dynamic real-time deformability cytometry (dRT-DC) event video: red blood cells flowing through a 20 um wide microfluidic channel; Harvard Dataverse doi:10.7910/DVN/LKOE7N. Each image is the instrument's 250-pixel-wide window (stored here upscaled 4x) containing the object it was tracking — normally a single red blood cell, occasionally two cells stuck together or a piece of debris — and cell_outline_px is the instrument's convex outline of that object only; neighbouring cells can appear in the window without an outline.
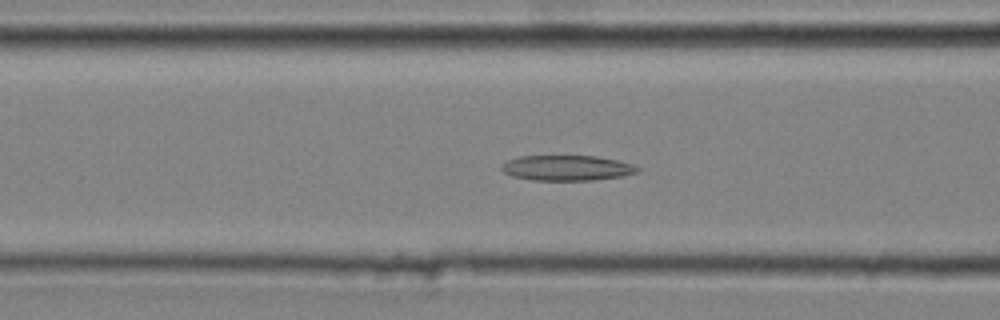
{"species": "common noctule bat (a hibernating species)", "species_latin": "Nyctalus noctula", "temperature_condition": "cold", "stored_images_in_passage": 34, "camera_frame_rate_fps": 3000, "um_per_image_px": 0.085, "animal": {"sex": "male", "body_mass_g": 20.4}, "frame": {"image": 1, "passage_image": 18, "time_ms": 5.667, "image_size_px": [1000, 320], "cell_outline_px": [[640, 168], [636, 172], [624, 176], [596, 180], [532, 180], [512, 176], [504, 172], [500, 168], [500, 164], [508, 160], [520, 156], [596, 156], [616, 160], [632, 164]], "centroid_in_image_um": [48.16, 14.28], "position_along_channel_um": 118.4, "area_um2": 20.06}}
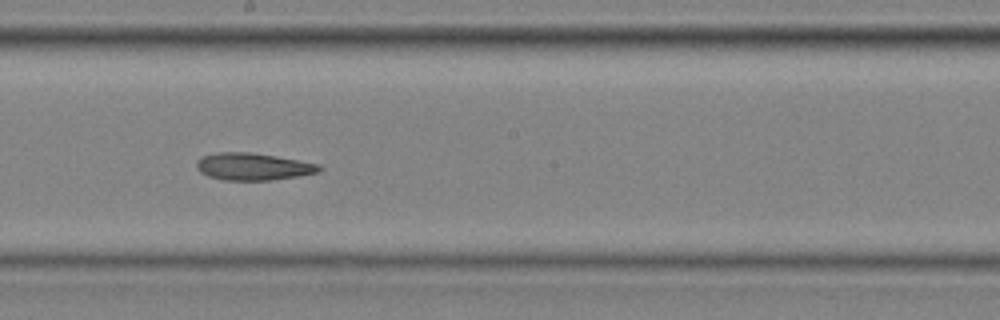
{"frame": {"image": 2, "passage_image": 26, "time_ms": 8.333, "image_size_px": [1000, 320], "cell_outline_px": [[324, 168], [320, 172], [272, 180], [224, 180], [208, 176], [200, 172], [196, 168], [196, 160], [200, 156], [216, 152], [252, 152], [276, 156], [320, 164]], "centroid_in_image_um": [21.49, 14.15], "position_along_channel_um": 226.7, "area_um2": 19.65}}
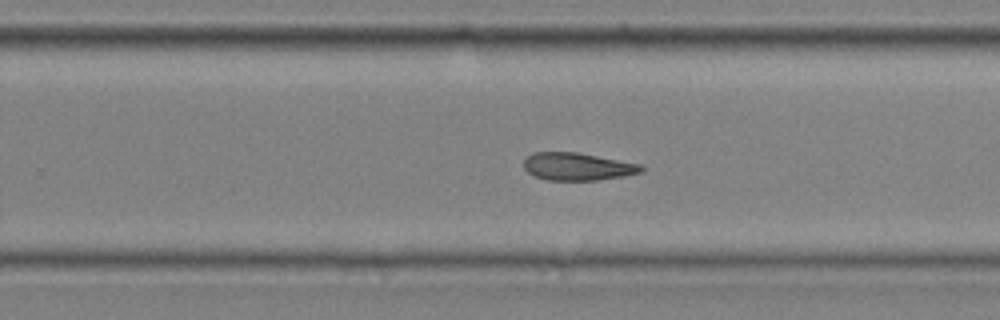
{"frame": {"image": 3, "passage_image": 30, "time_ms": 9.667, "image_size_px": [1000, 320], "cell_outline_px": [[644, 168], [640, 172], [624, 176], [596, 180], [548, 180], [536, 176], [528, 172], [524, 168], [524, 160], [532, 152], [576, 152], [640, 164]], "centroid_in_image_um": [49.06, 14.15], "position_along_channel_um": 280.7, "area_um2": 18.67}}